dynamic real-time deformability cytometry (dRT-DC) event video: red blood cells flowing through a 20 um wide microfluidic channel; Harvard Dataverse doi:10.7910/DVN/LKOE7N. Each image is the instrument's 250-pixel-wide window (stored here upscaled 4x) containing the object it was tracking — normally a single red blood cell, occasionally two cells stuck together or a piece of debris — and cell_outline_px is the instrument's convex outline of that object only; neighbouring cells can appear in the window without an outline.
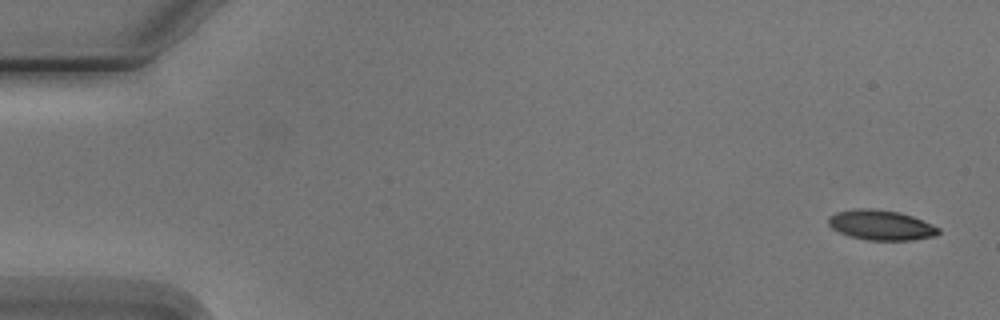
{"species": "Egyptian fruit bat (a non-hibernating species)", "species_latin": "Rousettus aegyptiacus", "temperature_condition": "cold", "stored_images_in_passage": 5, "camera_frame_rate_fps": 3000, "um_per_image_px": 0.085, "animal": {"sex": "male"}, "frame": {"image": 1, "passage_image": 1, "time_ms": 0.0, "image_size_px": [1000, 320], "cell_outline_px": [[940, 232], [936, 236], [912, 240], [868, 240], [848, 236], [832, 228], [828, 224], [828, 216], [836, 212], [852, 208], [872, 208], [900, 212], [912, 216], [932, 224], [940, 228]], "centroid_in_image_um": [74.87, 19.12], "position_along_channel_um": 10.1, "area_um2": 19.48}}
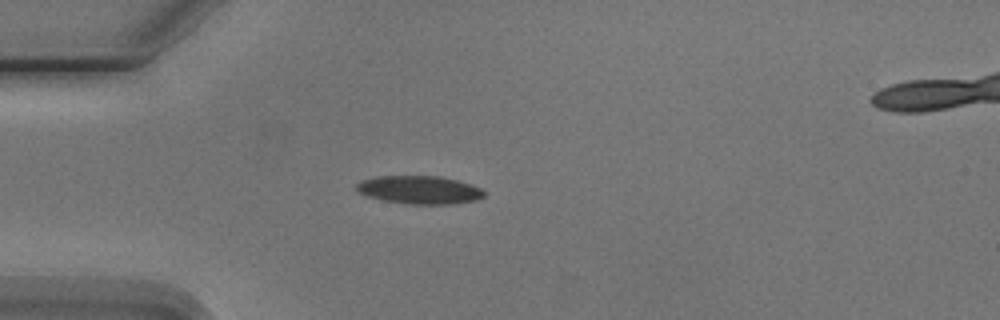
{"frame": {"image": 2, "passage_image": 4, "time_ms": 4.333, "image_size_px": [1000, 320], "cell_outline_px": [[484, 196], [476, 200], [452, 204], [408, 204], [380, 200], [356, 192], [356, 184], [360, 180], [376, 176], [440, 176], [456, 180], [480, 188], [484, 192]], "centroid_in_image_um": [35.58, 16.14], "position_along_channel_um": 49.4, "area_um2": 20.98}}